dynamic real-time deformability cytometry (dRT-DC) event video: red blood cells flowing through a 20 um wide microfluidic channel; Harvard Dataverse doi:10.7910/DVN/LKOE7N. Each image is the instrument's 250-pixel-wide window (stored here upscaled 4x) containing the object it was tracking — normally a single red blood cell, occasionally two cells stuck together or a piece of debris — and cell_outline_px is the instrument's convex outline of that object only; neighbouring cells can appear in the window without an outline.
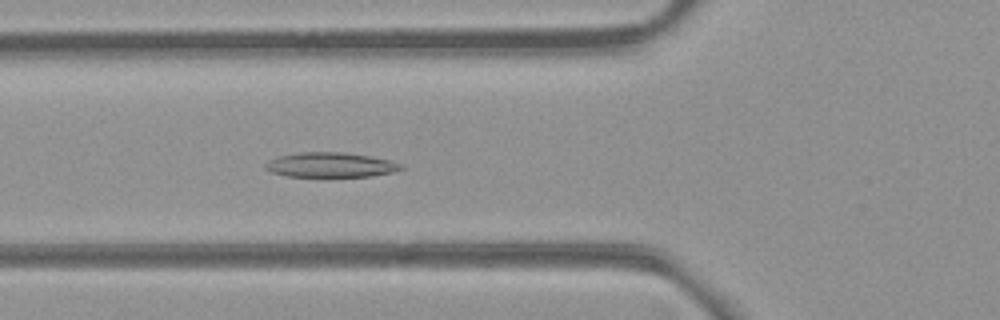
{"species": "common noctule bat (a hibernating species)", "species_latin": "Nyctalus noctula", "temperature_condition": "room temperature", "stored_images_in_passage": 48, "camera_frame_rate_fps": 3000, "um_per_image_px": 0.085, "animal": {"sex": "female", "body_mass_g": 21.9}, "frame": {"image": 1, "passage_image": 15, "time_ms": 4.667, "image_size_px": [1000, 320], "cell_outline_px": [[404, 168], [392, 172], [372, 176], [288, 176], [272, 172], [264, 168], [264, 164], [268, 160], [280, 156], [300, 152], [340, 152], [372, 156], [392, 160], [404, 164]], "centroid_in_image_um": [28.14, 14.01], "position_along_channel_um": 97.7, "area_um2": 19.59}}
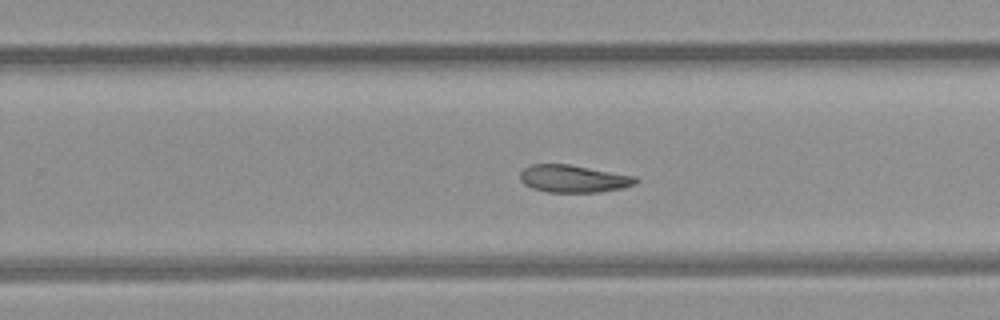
{"frame": {"image": 2, "passage_image": 29, "time_ms": 9.333, "image_size_px": [1000, 320], "cell_outline_px": [[640, 180], [636, 184], [620, 188], [600, 192], [548, 192], [532, 188], [524, 184], [520, 180], [520, 172], [524, 168], [532, 164], [568, 164], [636, 176]], "centroid_in_image_um": [48.74, 15.19], "position_along_channel_um": 281.1, "area_um2": 18.5}}
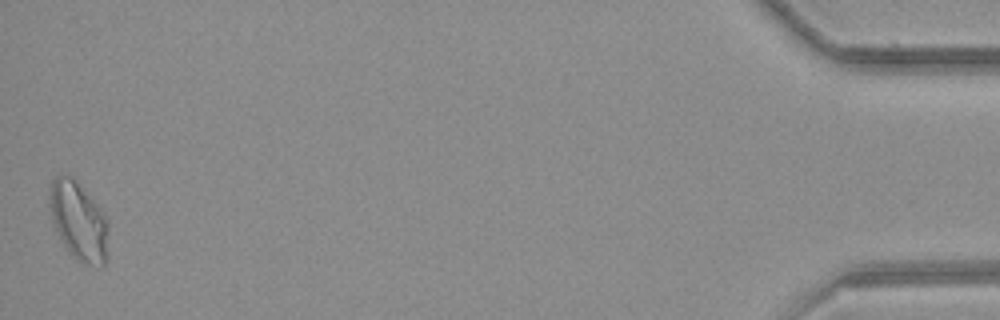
{"frame": {"image": 3, "passage_image": 48, "time_ms": 15.667, "image_size_px": [1000, 320], "cell_outline_px": [[108, 260], [104, 268], [96, 268], [76, 260], [68, 252], [52, 220], [48, 204], [48, 192], [52, 180], [56, 176], [72, 176], [96, 204], [104, 216], [108, 224]], "centroid_in_image_um": [6.7, 18.86], "position_along_channel_um": 428.5, "area_um2": 27.17}, "authors_computed_cell_mechanics": {"area_um2": 20.4612, "velocity_mm_per_s": 3.9224, "shape_relaxation_time_tau1_ms": 6.9558, "shape_relaxation_time_tau2_ms": null, "deformation_change_tau1": 0.1462, "deformation_change_tau2": null}}